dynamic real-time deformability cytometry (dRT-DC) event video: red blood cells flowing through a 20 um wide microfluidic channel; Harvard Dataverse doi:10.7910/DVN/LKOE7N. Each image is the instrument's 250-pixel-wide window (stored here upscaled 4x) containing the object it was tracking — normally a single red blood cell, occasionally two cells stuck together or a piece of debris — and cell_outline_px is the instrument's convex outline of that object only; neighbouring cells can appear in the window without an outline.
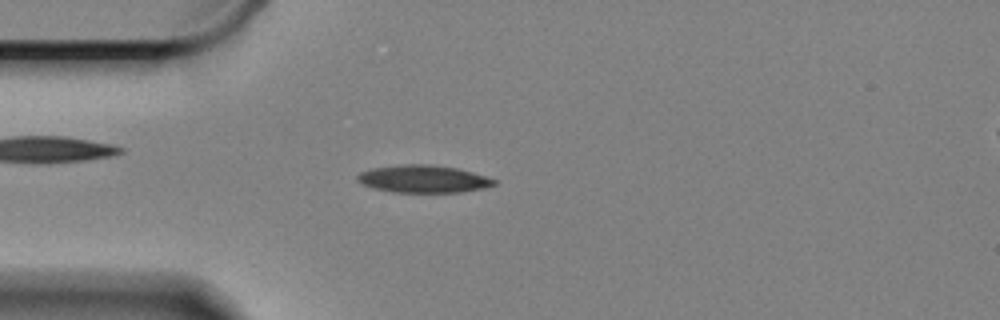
{"species": "Egyptian fruit bat (a non-hibernating species)", "species_latin": "Rousettus aegyptiacus", "temperature_condition": "cold", "stored_images_in_passage": 48, "camera_frame_rate_fps": 3000, "um_per_image_px": 0.085, "animal": {"sex": "female"}, "frame": {"image": 1, "passage_image": 4, "time_ms": 1.0, "image_size_px": [1000, 320], "cell_outline_px": [[496, 184], [484, 188], [464, 192], [392, 192], [376, 188], [364, 184], [356, 180], [356, 176], [360, 172], [372, 168], [404, 164], [432, 164], [456, 168], [472, 172], [496, 180]], "centroid_in_image_um": [35.99, 15.2], "position_along_channel_um": 49.0, "area_um2": 21.79}}
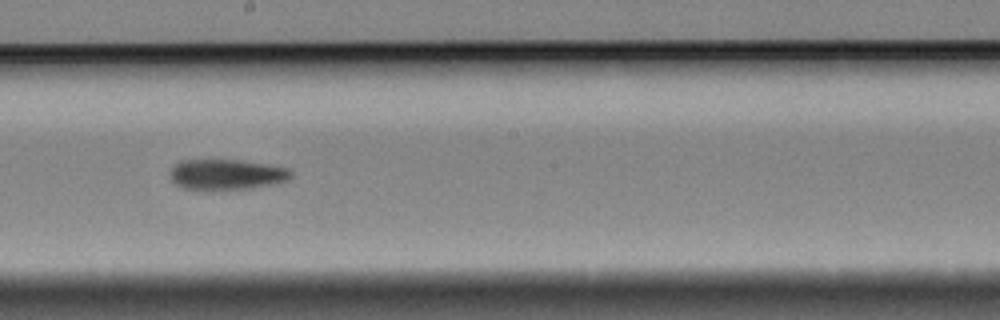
{"frame": {"image": 2, "passage_image": 21, "time_ms": 6.667, "image_size_px": [1000, 320], "cell_outline_px": [[292, 176], [288, 180], [280, 184], [252, 188], [180, 188], [168, 176], [172, 168], [180, 160], [236, 160], [288, 168], [292, 172]], "centroid_in_image_um": [19.28, 14.82], "position_along_channel_um": 228.9, "area_um2": 21.15}}
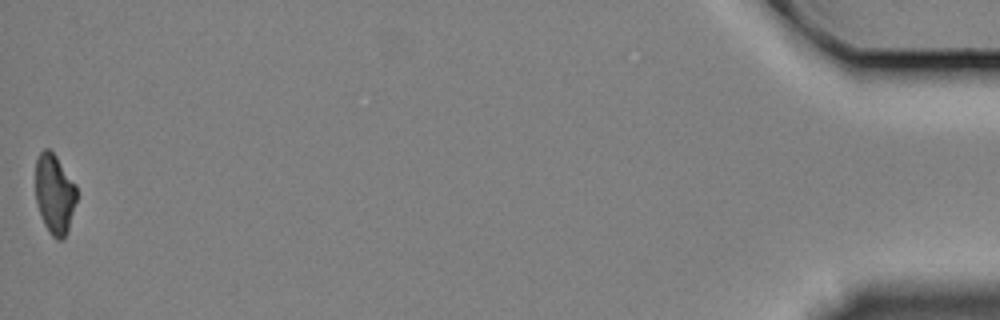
{"frame": {"image": 3, "passage_image": 48, "time_ms": 15.667, "image_size_px": [1000, 320], "cell_outline_px": [[76, 200], [68, 232], [64, 240], [56, 240], [48, 232], [44, 224], [36, 204], [36, 160], [40, 152], [44, 148], [48, 148], [56, 156], [76, 184]], "centroid_in_image_um": [4.64, 16.52], "position_along_channel_um": 430.6, "area_um2": 19.31}, "authors_computed_cell_mechanics": {"area_um2": 21.2415, "velocity_mm_per_s": 3.326, "shape_relaxation_time_tau1_ms": 4.2095, "shape_relaxation_time_tau2_ms": null, "deformation_change_tau1": 0.1422, "deformation_change_tau2": null}}